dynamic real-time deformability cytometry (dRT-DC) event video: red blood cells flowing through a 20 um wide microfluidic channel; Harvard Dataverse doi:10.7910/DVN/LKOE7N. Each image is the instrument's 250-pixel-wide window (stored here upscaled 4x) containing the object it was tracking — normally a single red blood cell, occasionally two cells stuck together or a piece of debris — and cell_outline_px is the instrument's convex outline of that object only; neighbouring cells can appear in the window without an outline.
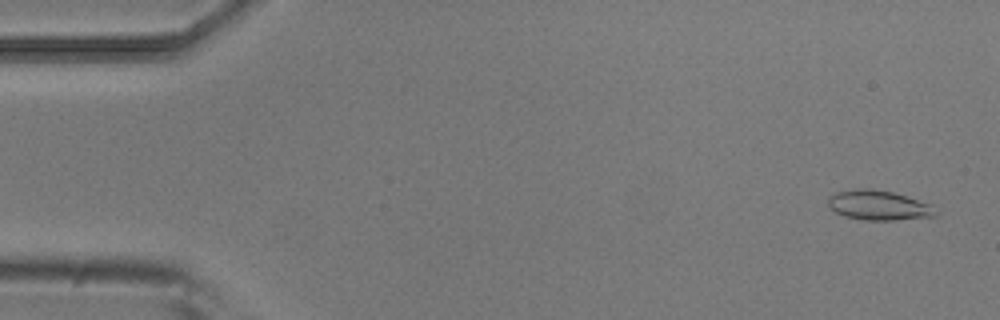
{"species": "common noctule bat (a hibernating species)", "species_latin": "Nyctalus noctula", "temperature_condition": "room temperature", "stored_images_in_passage": 4, "camera_frame_rate_fps": 3000, "um_per_image_px": 0.085, "animal": {"sex": "male", "body_mass_g": 20.5, "forearm_length_mm": 52.5}, "frame": {"image": 1, "passage_image": 1, "time_ms": 0.0, "image_size_px": [1000, 320], "cell_outline_px": [[940, 212], [936, 216], [896, 220], [864, 220], [844, 216], [836, 212], [828, 204], [828, 196], [836, 192], [856, 188], [872, 188], [892, 192], [908, 196], [932, 204]], "centroid_in_image_um": [74.73, 17.44], "position_along_channel_um": 10.3, "area_um2": 18.96}}